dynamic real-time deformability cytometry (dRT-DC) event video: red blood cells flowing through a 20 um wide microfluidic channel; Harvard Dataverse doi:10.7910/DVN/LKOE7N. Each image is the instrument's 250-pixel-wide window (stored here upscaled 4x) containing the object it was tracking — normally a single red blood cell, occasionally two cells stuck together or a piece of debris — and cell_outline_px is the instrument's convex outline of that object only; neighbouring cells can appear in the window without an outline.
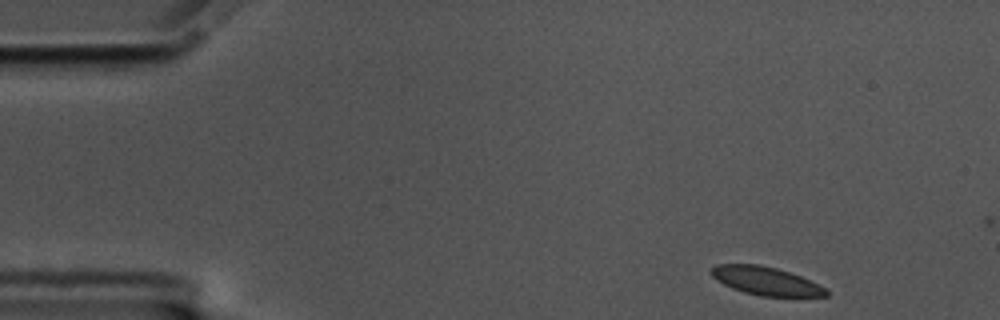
{"species": "common noctule bat (a hibernating species)", "species_latin": "Nyctalus noctula", "temperature_condition": "cold", "stored_images_in_passage": 9, "camera_frame_rate_fps": 3000, "um_per_image_px": 0.085, "animal": {"sex": "male", "body_mass_g": 17.5, "forearm_length_mm": 52.3}, "frame": {"image": 1, "passage_image": 1, "time_ms": 0.0, "image_size_px": [1000, 320], "cell_outline_px": [[828, 296], [760, 296], [744, 292], [732, 288], [716, 280], [708, 272], [716, 264], [760, 264], [776, 268], [800, 276], [824, 288], [828, 292]], "centroid_in_image_um": [65.03, 23.87], "position_along_channel_um": 20.0, "area_um2": 18.73}}